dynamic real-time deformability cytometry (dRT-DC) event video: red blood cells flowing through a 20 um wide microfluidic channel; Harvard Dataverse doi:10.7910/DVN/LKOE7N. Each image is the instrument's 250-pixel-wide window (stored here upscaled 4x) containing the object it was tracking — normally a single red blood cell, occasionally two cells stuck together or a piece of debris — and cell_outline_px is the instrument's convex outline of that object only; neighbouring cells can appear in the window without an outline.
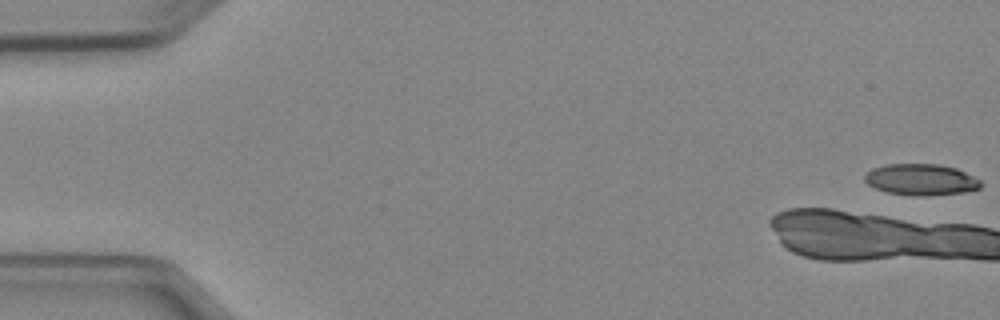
{"species": "Egyptian fruit bat (a non-hibernating species)", "species_latin": "Rousettus aegyptiacus", "temperature_condition": "cold", "stored_images_in_passage": 6, "camera_frame_rate_fps": 3000, "um_per_image_px": 0.085, "animal": {"sex": "female"}, "frame": {"image": 1, "passage_image": 1, "time_ms": 0.0, "image_size_px": [1000, 320], "cell_outline_px": [[980, 188], [964, 192], [928, 196], [916, 196], [888, 192], [876, 188], [868, 184], [864, 180], [864, 176], [872, 168], [884, 164], [936, 164], [956, 168], [980, 180]], "centroid_in_image_um": [78.26, 15.26], "position_along_channel_um": 6.7, "area_um2": 21.04}}